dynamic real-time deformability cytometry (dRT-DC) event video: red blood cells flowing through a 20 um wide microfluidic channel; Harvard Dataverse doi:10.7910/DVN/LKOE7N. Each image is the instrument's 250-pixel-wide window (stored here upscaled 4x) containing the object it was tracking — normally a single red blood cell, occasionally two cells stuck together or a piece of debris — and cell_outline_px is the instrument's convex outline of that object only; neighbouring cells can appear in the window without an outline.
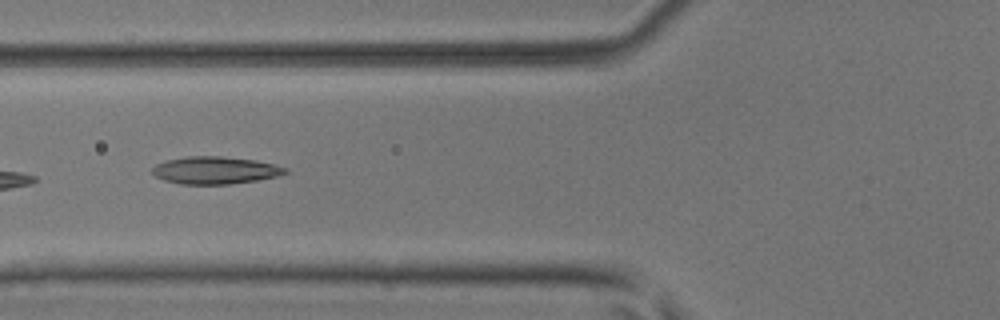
{"species": "common noctule bat (a hibernating species)", "species_latin": "Nyctalus noctula", "temperature_condition": "room temperature", "stored_images_in_passage": 7, "camera_frame_rate_fps": 3000, "um_per_image_px": 0.085, "animal": {"sex": "male", "body_mass_g": 17.9, "forearm_length_mm": 54.2}, "frame": {"image": 1, "passage_image": 7, "time_ms": 2.0, "image_size_px": [1000, 320], "cell_outline_px": [[288, 172], [276, 176], [256, 180], [228, 184], [180, 184], [164, 180], [156, 176], [152, 172], [152, 168], [156, 164], [168, 160], [188, 156], [224, 156], [256, 160], [288, 168]], "centroid_in_image_um": [18.28, 14.47], "position_along_channel_um": 107.5, "area_um2": 21.1}}